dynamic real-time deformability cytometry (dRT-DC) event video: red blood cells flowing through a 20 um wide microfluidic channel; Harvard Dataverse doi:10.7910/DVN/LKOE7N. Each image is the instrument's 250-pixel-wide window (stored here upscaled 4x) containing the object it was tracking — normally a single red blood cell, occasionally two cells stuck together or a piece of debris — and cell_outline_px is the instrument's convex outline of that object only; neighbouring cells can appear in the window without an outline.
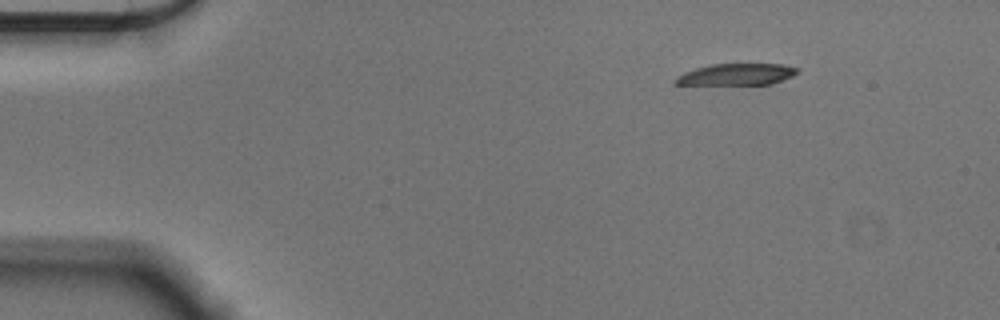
{"species": "Egyptian fruit bat (a non-hibernating species)", "species_latin": "Rousettus aegyptiacus", "temperature_condition": "cold", "stored_images_in_passage": 2, "camera_frame_rate_fps": 3000, "um_per_image_px": 0.085, "animal": {"sex": "male"}, "frame": {"image": 1, "passage_image": 1, "time_ms": 0.0, "image_size_px": [1000, 320], "cell_outline_px": [[800, 72], [792, 76], [772, 84], [672, 84], [684, 72], [696, 68], [712, 64], [784, 64], [796, 68]], "centroid_in_image_um": [62.67, 6.31], "position_along_channel_um": 22.3, "area_um2": 15.03}}